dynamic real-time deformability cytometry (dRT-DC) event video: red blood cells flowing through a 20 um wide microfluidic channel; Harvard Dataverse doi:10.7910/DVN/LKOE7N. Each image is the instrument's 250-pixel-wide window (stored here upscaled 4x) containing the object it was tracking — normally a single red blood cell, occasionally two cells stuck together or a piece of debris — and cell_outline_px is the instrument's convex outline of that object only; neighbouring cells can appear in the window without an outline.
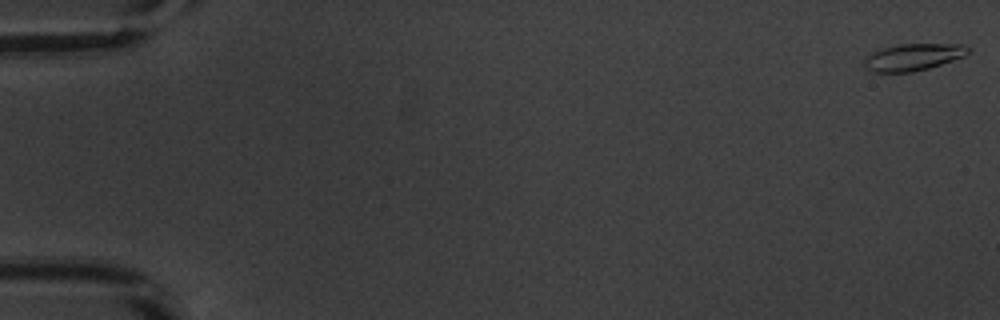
{"species": "common noctule bat (a hibernating species)", "species_latin": "Nyctalus noctula", "temperature_condition": "warm", "stored_images_in_passage": 12, "camera_frame_rate_fps": 3000, "um_per_image_px": 0.085, "animal": {"sex": "male", "body_mass_g": 20.1, "forearm_length_mm": 53.5}, "frame": {"image": 1, "passage_image": 1, "time_ms": 0.0, "image_size_px": [1000, 320], "cell_outline_px": [[972, 48], [964, 56], [928, 68], [912, 72], [872, 72], [864, 68], [864, 56], [872, 52], [884, 48], [900, 44], [964, 44]], "centroid_in_image_um": [77.59, 4.85], "position_along_channel_um": 7.4, "area_um2": 16.3}}